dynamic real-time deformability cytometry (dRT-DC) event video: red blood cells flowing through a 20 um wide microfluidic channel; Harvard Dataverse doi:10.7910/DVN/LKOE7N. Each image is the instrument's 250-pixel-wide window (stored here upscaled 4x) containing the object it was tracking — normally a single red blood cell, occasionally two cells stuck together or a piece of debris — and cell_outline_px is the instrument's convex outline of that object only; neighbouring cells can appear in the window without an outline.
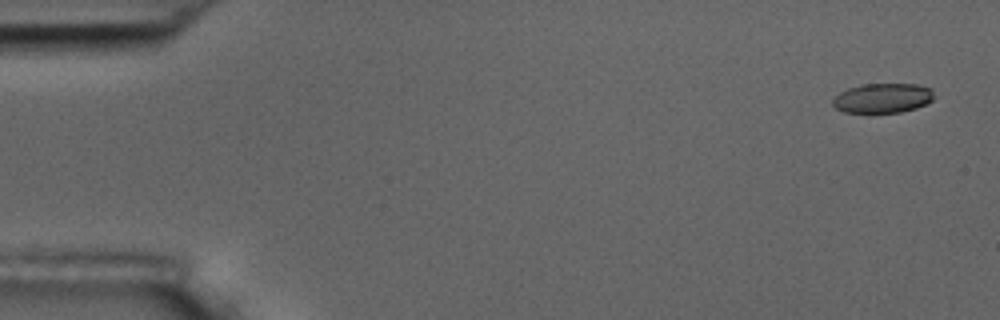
{"species": "common noctule bat (a hibernating species)", "species_latin": "Nyctalus noctula", "temperature_condition": "room temperature", "stored_images_in_passage": 6, "segment_of_instrument_passage": [1, 2], "camera_frame_rate_fps": 3000, "um_per_image_px": 0.085, "animal": {"sex": "male", "body_mass_g": 17.5, "forearm_length_mm": 52.3}, "frame": {"image": 1, "passage_image": 1, "time_ms": 0.0, "image_size_px": [1000, 320], "cell_outline_px": [[932, 100], [916, 108], [900, 112], [844, 112], [836, 108], [832, 104], [832, 100], [840, 92], [848, 88], [860, 84], [916, 84], [932, 88]], "centroid_in_image_um": [75.0, 8.33], "position_along_channel_um": 10.0, "area_um2": 17.34}}
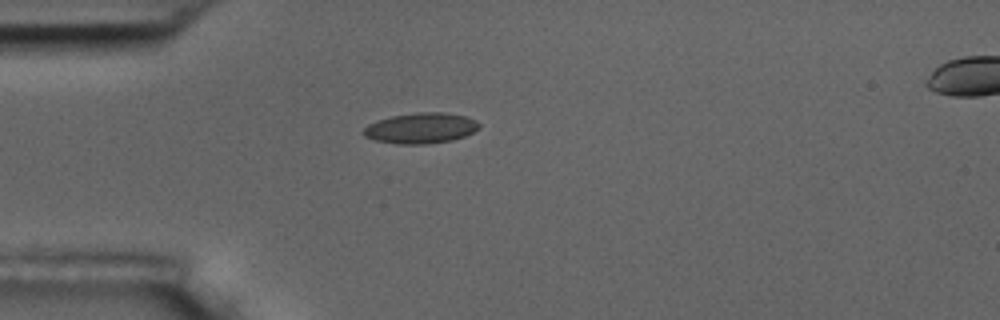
{"frame": {"image": 2, "passage_image": 5, "time_ms": 4.333, "image_size_px": [1000, 320], "cell_outline_px": [[480, 128], [464, 136], [452, 140], [424, 144], [396, 144], [376, 140], [364, 136], [360, 132], [368, 124], [376, 120], [392, 116], [416, 112], [444, 112], [468, 116], [476, 120], [480, 124]], "centroid_in_image_um": [35.76, 10.88], "position_along_channel_um": 49.2, "area_um2": 20.81}}